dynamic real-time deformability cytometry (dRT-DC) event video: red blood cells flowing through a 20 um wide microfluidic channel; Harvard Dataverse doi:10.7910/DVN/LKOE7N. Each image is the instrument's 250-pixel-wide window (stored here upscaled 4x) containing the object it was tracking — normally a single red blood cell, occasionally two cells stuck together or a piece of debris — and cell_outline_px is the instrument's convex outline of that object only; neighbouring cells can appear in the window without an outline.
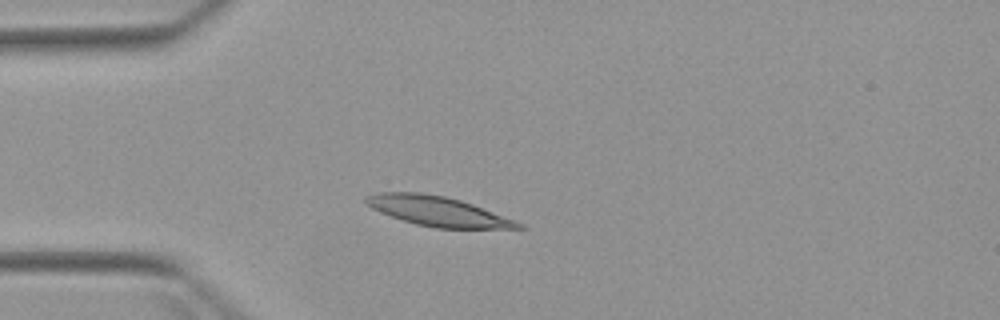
{"species": "Egyptian fruit bat (a non-hibernating species)", "species_latin": "Rousettus aegyptiacus", "temperature_condition": "warm", "stored_images_in_passage": 2, "camera_frame_rate_fps": 3000, "um_per_image_px": 0.085, "animal": {"sex": "female"}, "frame": {"image": 1, "passage_image": 1, "time_ms": 0.0, "image_size_px": [1000, 320], "cell_outline_px": [[528, 228], [436, 228], [416, 224], [380, 212], [364, 204], [364, 196], [380, 192], [420, 192], [444, 196], [460, 200], [472, 204], [524, 224]], "centroid_in_image_um": [37.16, 17.94], "position_along_channel_um": 47.8, "area_um2": 26.07}}